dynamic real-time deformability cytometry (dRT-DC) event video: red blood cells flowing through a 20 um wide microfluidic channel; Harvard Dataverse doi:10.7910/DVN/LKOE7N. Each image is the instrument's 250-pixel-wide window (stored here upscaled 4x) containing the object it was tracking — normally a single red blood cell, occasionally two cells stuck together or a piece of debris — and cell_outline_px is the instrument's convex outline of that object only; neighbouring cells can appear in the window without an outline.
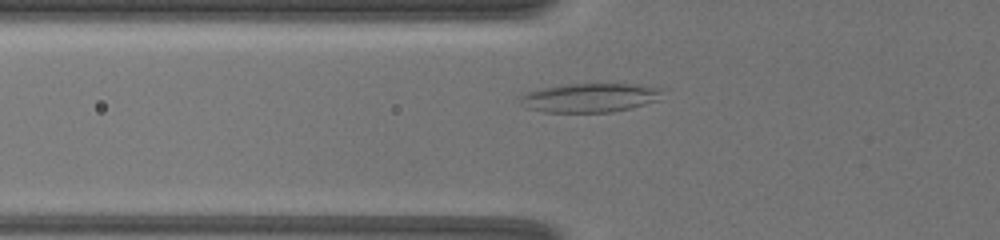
{"species": "common noctule bat (a hibernating species)", "species_latin": "Nyctalus noctula", "temperature_condition": "warm", "stored_images_in_passage": 16, "camera_frame_rate_fps": 3000, "um_per_image_px": 0.085, "animal": {"sex": "female", "body_mass_g": 19.5, "forearm_length_mm": 54.1}, "frame": {"image": 1, "passage_image": 2, "time_ms": 0.333, "image_size_px": [1000, 240], "cell_outline_px": [[664, 88], [656, 100], [644, 104], [612, 112], [544, 112], [528, 108], [520, 104], [520, 96], [524, 92], [544, 88], [568, 84], [636, 84]], "centroid_in_image_um": [50.1, 8.3], "position_along_channel_um": 75.7, "area_um2": 23.81}}
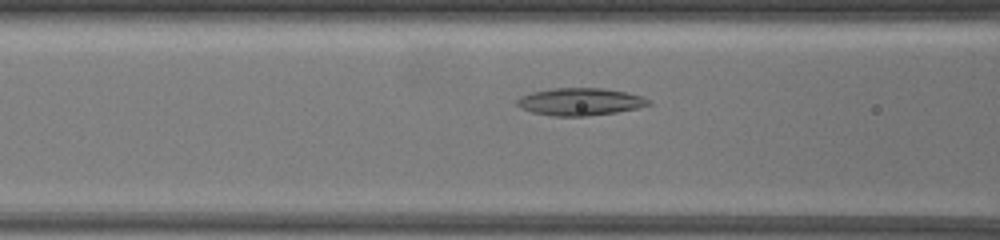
{"frame": {"image": 2, "passage_image": 7, "time_ms": 1.333, "image_size_px": [1000, 240], "cell_outline_px": [[652, 104], [636, 108], [616, 112], [584, 116], [552, 116], [532, 112], [520, 108], [516, 104], [516, 100], [520, 96], [532, 92], [556, 88], [600, 88], [624, 92], [640, 96], [648, 100]], "centroid_in_image_um": [49.25, 8.65], "position_along_channel_um": 117.4, "area_um2": 20.75}}
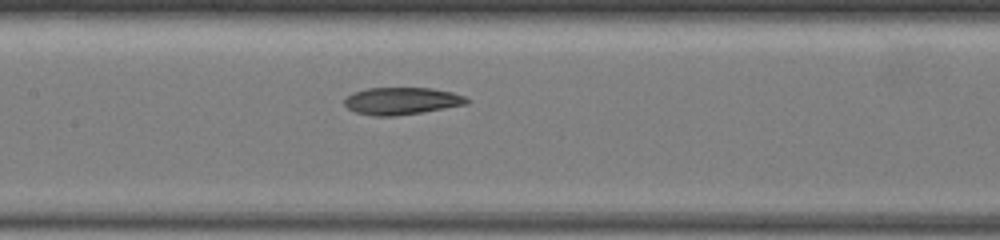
{"frame": {"image": 3, "passage_image": 13, "time_ms": 2.667, "image_size_px": [1000, 240], "cell_outline_px": [[468, 104], [396, 116], [372, 116], [356, 112], [348, 108], [344, 104], [344, 100], [352, 92], [368, 88], [432, 88], [452, 92], [464, 96], [468, 100]], "centroid_in_image_um": [34.11, 8.58], "position_along_channel_um": 173.3, "area_um2": 19.31}}